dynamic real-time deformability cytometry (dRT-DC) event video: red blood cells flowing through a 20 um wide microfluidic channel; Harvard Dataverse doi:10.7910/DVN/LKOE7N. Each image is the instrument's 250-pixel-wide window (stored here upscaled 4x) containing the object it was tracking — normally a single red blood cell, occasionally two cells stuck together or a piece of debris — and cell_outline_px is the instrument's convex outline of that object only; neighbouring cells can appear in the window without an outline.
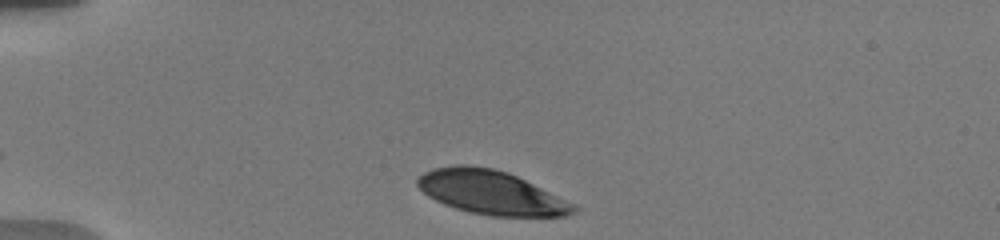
{"species": "human", "species_latin": "Homo sapiens", "temperature_condition": "warm", "stored_images_in_passage": 27, "camera_frame_rate_fps": 3000, "um_per_image_px": 0.085, "donor": {"sex": "male"}, "frame": {"image": 1, "passage_image": 2, "time_ms": 0.333, "image_size_px": [1000, 240], "cell_outline_px": [[580, 208], [576, 212], [564, 216], [492, 216], [472, 212], [456, 208], [444, 204], [428, 196], [416, 184], [416, 180], [424, 172], [432, 168], [452, 164], [468, 164], [492, 168], [508, 172]], "centroid_in_image_um": [41.68, 16.34], "position_along_channel_um": 43.3, "area_um2": 39.42}}
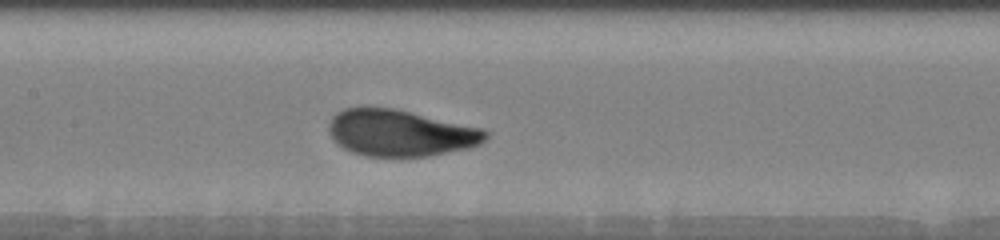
{"frame": {"image": 2, "passage_image": 10, "time_ms": 5.0, "image_size_px": [1000, 240], "cell_outline_px": [[488, 136], [480, 144], [468, 148], [428, 156], [368, 156], [352, 152], [344, 148], [328, 132], [328, 124], [332, 116], [336, 112], [344, 108], [396, 108], [484, 128], [488, 132]], "centroid_in_image_um": [34.06, 11.29], "position_along_channel_um": 173.3, "area_um2": 42.48}}
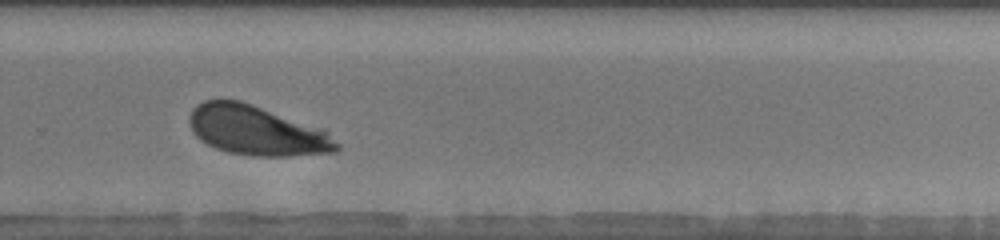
{"frame": {"image": 3, "passage_image": 22, "time_ms": 8.667, "image_size_px": [1000, 240], "cell_outline_px": [[340, 148], [336, 152], [292, 156], [252, 156], [228, 152], [216, 148], [200, 140], [192, 132], [188, 120], [192, 108], [196, 104], [204, 100], [240, 100], [324, 128], [340, 144]], "centroid_in_image_um": [21.84, 11.1], "position_along_channel_um": 308.0, "area_um2": 43.06}, "authors_computed_cell_mechanics": {"area_um2": 42.483, "velocity_mm_per_s": 3.6789, "shape_relaxation_time_tau1_ms": 2.2455, "shape_relaxation_time_tau2_ms": null, "deformation_change_tau1": 0.113, "deformation_change_tau2": null}}